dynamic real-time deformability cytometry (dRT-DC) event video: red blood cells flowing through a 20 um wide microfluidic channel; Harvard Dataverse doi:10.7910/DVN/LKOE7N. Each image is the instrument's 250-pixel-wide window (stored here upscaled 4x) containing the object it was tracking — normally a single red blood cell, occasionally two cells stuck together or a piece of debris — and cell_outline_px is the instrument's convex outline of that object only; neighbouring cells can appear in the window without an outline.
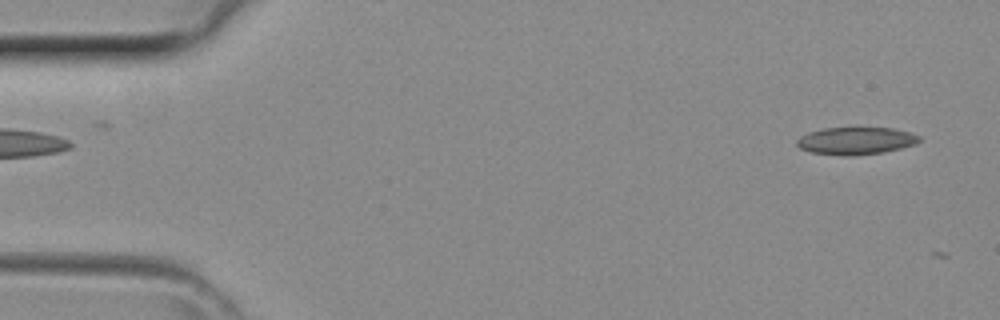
{"species": "common noctule bat (a hibernating species)", "species_latin": "Nyctalus noctula", "temperature_condition": "room temperature", "stored_images_in_passage": 2, "camera_frame_rate_fps": 3000, "um_per_image_px": 0.085, "animal": {"sex": "female", "body_mass_g": 29.2, "forearm_length_mm": 56.3}, "frame": {"image": 1, "passage_image": 1, "time_ms": 0.0, "image_size_px": [1000, 320], "cell_outline_px": [[920, 140], [916, 144], [884, 152], [848, 156], [812, 152], [800, 148], [796, 144], [796, 140], [800, 136], [808, 132], [824, 128], [856, 124], [892, 128], [908, 132], [920, 136]], "centroid_in_image_um": [72.74, 11.91], "position_along_channel_um": 12.3, "area_um2": 20.35}}